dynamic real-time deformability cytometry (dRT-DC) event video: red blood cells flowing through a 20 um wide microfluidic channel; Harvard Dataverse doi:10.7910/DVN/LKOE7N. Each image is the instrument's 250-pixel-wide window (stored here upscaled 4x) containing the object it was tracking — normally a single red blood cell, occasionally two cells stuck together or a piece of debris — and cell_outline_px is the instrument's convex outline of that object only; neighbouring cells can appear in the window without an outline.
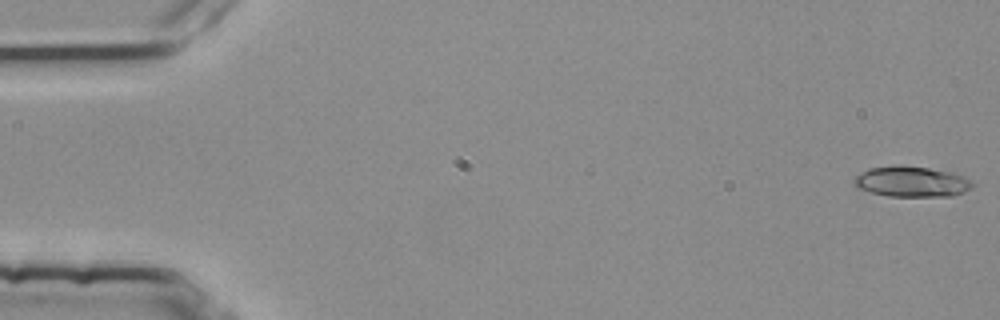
{"species": "common noctule bat (a hibernating species)", "species_latin": "Nyctalus noctula", "temperature_condition": "room temperature", "stored_images_in_passage": 4, "camera_frame_rate_fps": 3000, "um_per_image_px": 0.085, "animal": {"sex": "female", "body_mass_g": 25.1}, "frame": {"image": 1, "passage_image": 1, "time_ms": 0.0, "image_size_px": [1000, 320], "cell_outline_px": [[976, 184], [972, 188], [964, 192], [952, 196], [888, 196], [872, 192], [860, 188], [852, 180], [856, 176], [868, 168], [896, 164], [928, 168], [952, 172], [964, 176]], "centroid_in_image_um": [77.53, 15.43], "position_along_channel_um": 7.5, "area_um2": 21.15}}
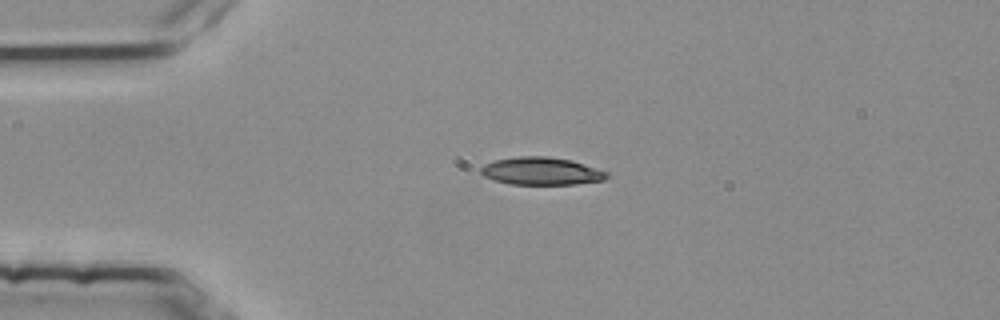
{"frame": {"image": 2, "passage_image": 4, "time_ms": 1.0, "image_size_px": [1000, 320], "cell_outline_px": [[608, 176], [604, 180], [576, 184], [508, 184], [484, 176], [480, 172], [480, 168], [484, 164], [496, 160], [516, 156], [548, 156], [572, 160], [608, 172]], "centroid_in_image_um": [46.01, 14.54], "position_along_channel_um": 39.0, "area_um2": 20.29}}